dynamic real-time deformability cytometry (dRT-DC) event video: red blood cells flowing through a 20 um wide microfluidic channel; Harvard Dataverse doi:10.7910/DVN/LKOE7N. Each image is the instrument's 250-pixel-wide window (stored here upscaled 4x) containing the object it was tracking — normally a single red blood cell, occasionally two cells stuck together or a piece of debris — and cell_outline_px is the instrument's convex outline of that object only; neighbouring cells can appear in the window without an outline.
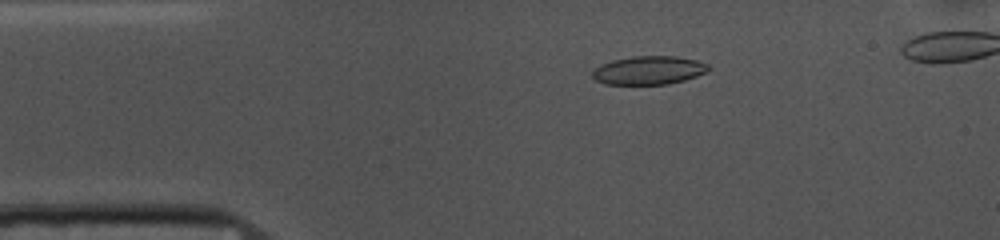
{"species": "common noctule bat (a hibernating species)", "species_latin": "Nyctalus noctula", "temperature_condition": "cold", "stored_images_in_passage": 48, "camera_frame_rate_fps": 3000, "um_per_image_px": 0.085, "animal": {"sex": "female", "body_mass_g": 10.0, "forearm_length_mm": 53.1}, "frame": {"image": 1, "passage_image": 9, "time_ms": 2.667, "image_size_px": [1000, 240], "cell_outline_px": [[708, 72], [684, 80], [668, 84], [604, 84], [596, 80], [592, 76], [592, 72], [600, 64], [612, 60], [632, 56], [676, 56], [696, 60], [708, 64]], "centroid_in_image_um": [55.13, 5.97], "position_along_channel_um": 29.9, "area_um2": 19.25}}
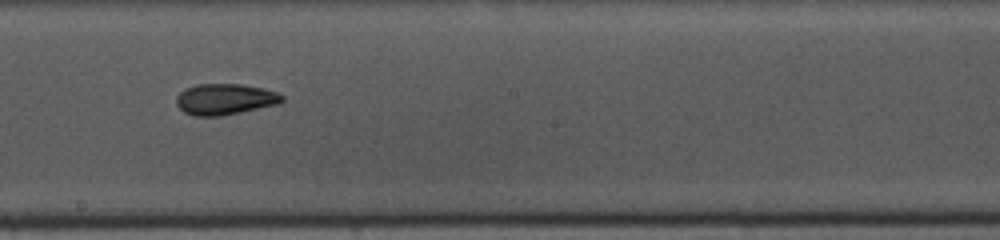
{"frame": {"image": 2, "passage_image": 28, "time_ms": 9.0, "image_size_px": [1000, 240], "cell_outline_px": [[284, 100], [276, 104], [240, 112], [220, 116], [192, 116], [184, 112], [176, 104], [176, 96], [184, 88], [196, 84], [240, 84], [264, 88], [280, 92], [284, 96]], "centroid_in_image_um": [19.11, 8.42], "position_along_channel_um": 229.1, "area_um2": 19.25}}
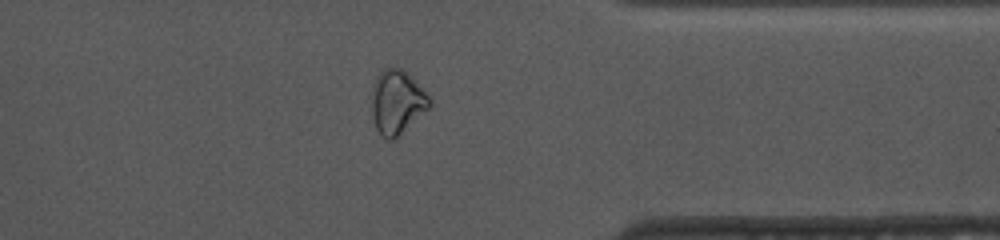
{"frame": {"image": 3, "passage_image": 41, "time_ms": 13.333, "image_size_px": [1000, 240], "cell_outline_px": [[432, 104], [428, 108], [392, 140], [388, 140], [380, 136], [376, 128], [372, 116], [372, 100], [376, 80], [380, 72], [384, 68], [400, 68], [432, 100]], "centroid_in_image_um": [33.72, 8.71], "position_along_channel_um": 377.7, "area_um2": 20.58}, "authors_computed_cell_mechanics": {"area_um2": 19.3341, "velocity_mm_per_s": 3.6917, "shape_relaxation_time_tau1_ms": 9.3858, "shape_relaxation_time_tau2_ms": 7.3709, "deformation_change_tau1": 0.1935, "deformation_change_tau2": 0.1502}}